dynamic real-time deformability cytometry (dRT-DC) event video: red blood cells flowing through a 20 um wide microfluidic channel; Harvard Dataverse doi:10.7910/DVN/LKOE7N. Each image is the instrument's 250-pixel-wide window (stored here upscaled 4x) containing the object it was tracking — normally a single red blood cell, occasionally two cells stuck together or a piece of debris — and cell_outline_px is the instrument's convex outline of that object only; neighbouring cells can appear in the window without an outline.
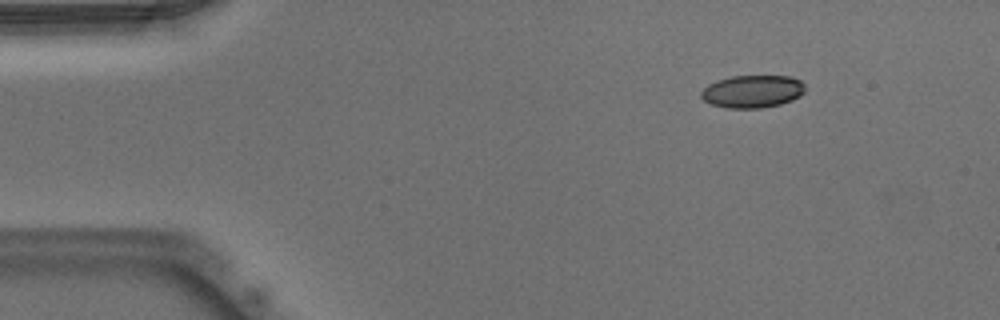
{"species": "Egyptian fruit bat (a non-hibernating species)", "species_latin": "Rousettus aegyptiacus", "temperature_condition": "warm", "stored_images_in_passage": 51, "camera_frame_rate_fps": 3000, "um_per_image_px": 0.085, "animal": {"sex": "male"}, "frame": {"image": 1, "passage_image": 7, "time_ms": 2.0, "image_size_px": [1000, 320], "cell_outline_px": [[804, 92], [800, 96], [792, 100], [780, 104], [760, 108], [728, 108], [712, 104], [704, 100], [700, 96], [700, 92], [708, 84], [716, 80], [732, 76], [792, 76], [800, 80], [804, 84]], "centroid_in_image_um": [63.96, 7.76], "position_along_channel_um": 21.0, "area_um2": 19.83}}
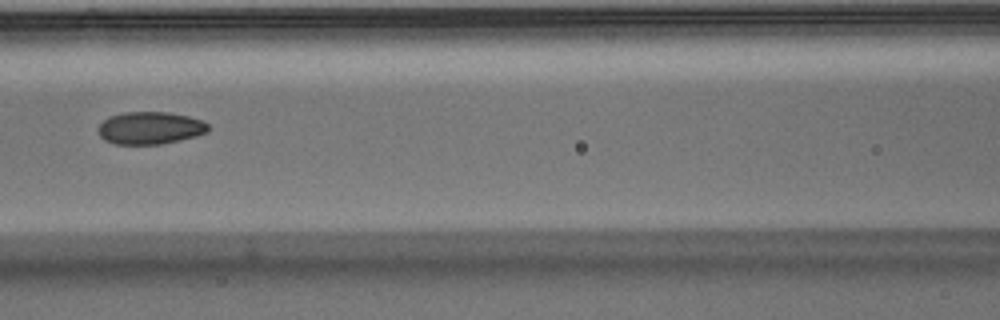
{"frame": {"image": 2, "passage_image": 23, "time_ms": 7.333, "image_size_px": [1000, 320], "cell_outline_px": [[208, 132], [196, 136], [180, 140], [160, 144], [116, 144], [104, 140], [100, 136], [100, 124], [108, 116], [124, 112], [168, 112], [188, 116], [200, 120], [208, 124]], "centroid_in_image_um": [12.76, 10.87], "position_along_channel_um": 153.8, "area_um2": 20.69}}
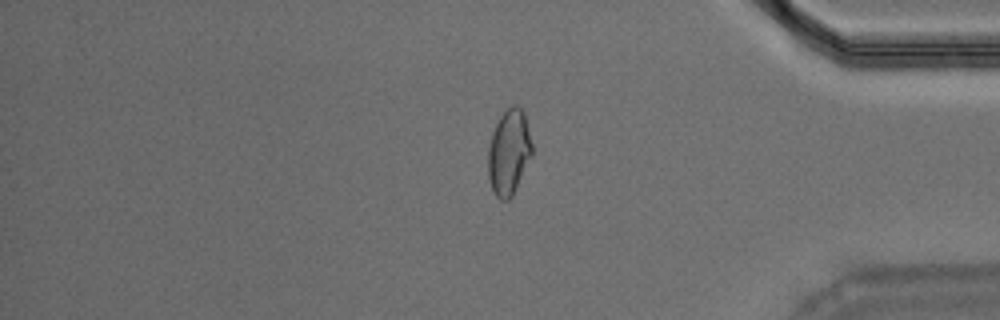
{"frame": {"image": 3, "passage_image": 43, "time_ms": 14.0, "image_size_px": [1000, 320], "cell_outline_px": [[532, 156], [512, 196], [508, 200], [500, 200], [496, 196], [492, 188], [488, 176], [488, 148], [492, 132], [500, 116], [512, 104], [516, 104], [524, 112], [532, 144]], "centroid_in_image_um": [43.26, 12.94], "position_along_channel_um": 391.9, "area_um2": 21.85}, "authors_computed_cell_mechanics": {"area_um2": 20.9814, "velocity_mm_per_s": 3.9372, "shape_relaxation_time_tau1_ms": null, "shape_relaxation_time_tau2_ms": 1.6484, "deformation_change_tau1": null, "deformation_change_tau2": 0.0642}}